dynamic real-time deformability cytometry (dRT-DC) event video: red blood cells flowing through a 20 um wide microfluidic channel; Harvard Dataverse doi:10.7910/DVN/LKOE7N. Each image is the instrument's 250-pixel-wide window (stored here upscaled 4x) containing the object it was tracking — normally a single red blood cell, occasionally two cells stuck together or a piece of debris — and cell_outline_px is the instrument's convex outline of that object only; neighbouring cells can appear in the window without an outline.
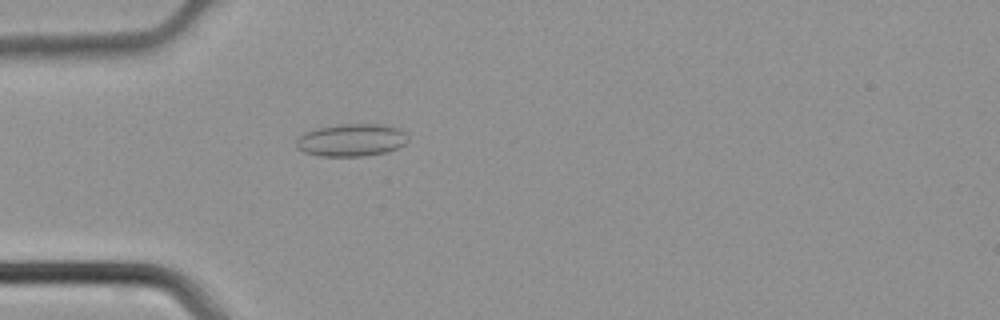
{"species": "common noctule bat (a hibernating species)", "species_latin": "Nyctalus noctula", "temperature_condition": "cold", "stored_images_in_passage": 31, "camera_frame_rate_fps": 3000, "um_per_image_px": 0.085, "animal": {"sex": "male", "body_mass_g": 21.5, "forearm_length_mm": 52.0}, "frame": {"image": 1, "passage_image": 4, "time_ms": 1.0, "image_size_px": [1000, 320], "cell_outline_px": [[408, 140], [404, 144], [388, 152], [364, 156], [320, 156], [304, 152], [296, 148], [296, 140], [304, 132], [316, 128], [344, 124], [380, 124], [396, 128], [404, 132]], "centroid_in_image_um": [29.84, 11.91], "position_along_channel_um": 55.2, "area_um2": 21.1}}
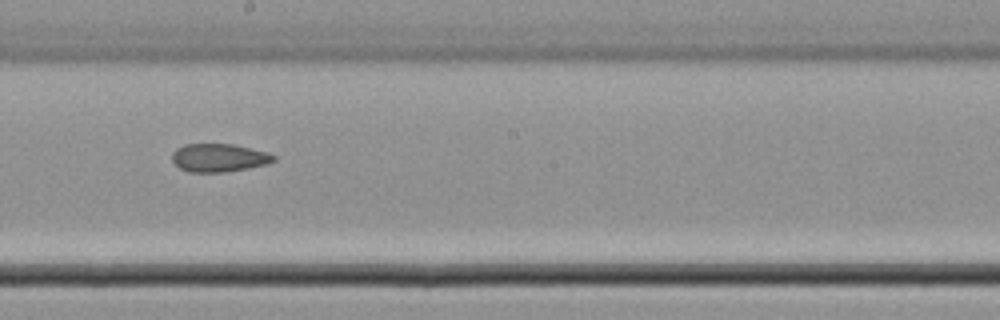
{"frame": {"image": 2, "passage_image": 16, "time_ms": 5.0, "image_size_px": [1000, 320], "cell_outline_px": [[276, 160], [268, 164], [248, 168], [224, 172], [188, 172], [180, 168], [172, 160], [172, 152], [176, 148], [184, 144], [232, 144], [268, 152], [276, 156]], "centroid_in_image_um": [18.61, 13.41], "position_along_channel_um": 229.6, "area_um2": 16.76}}
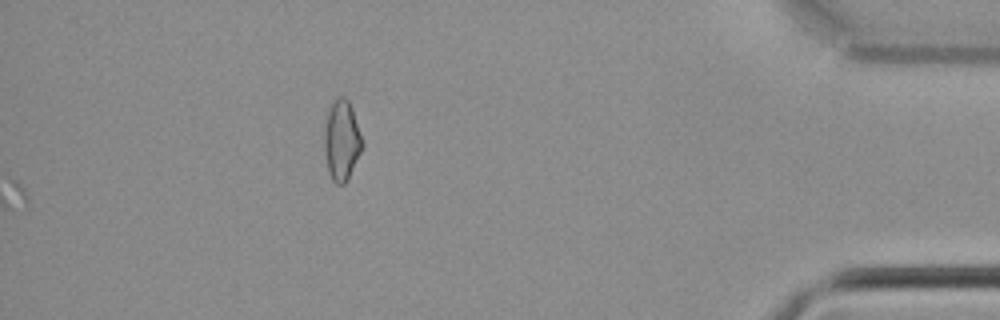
{"frame": {"image": 3, "passage_image": 31, "time_ms": 10.0, "image_size_px": [1000, 320], "cell_outline_px": [[364, 144], [344, 184], [336, 184], [332, 180], [328, 172], [324, 152], [324, 132], [328, 112], [336, 96], [344, 96], [348, 100], [352, 108]], "centroid_in_image_um": [29.03, 11.91], "position_along_channel_um": 406.2, "area_um2": 17.51}}